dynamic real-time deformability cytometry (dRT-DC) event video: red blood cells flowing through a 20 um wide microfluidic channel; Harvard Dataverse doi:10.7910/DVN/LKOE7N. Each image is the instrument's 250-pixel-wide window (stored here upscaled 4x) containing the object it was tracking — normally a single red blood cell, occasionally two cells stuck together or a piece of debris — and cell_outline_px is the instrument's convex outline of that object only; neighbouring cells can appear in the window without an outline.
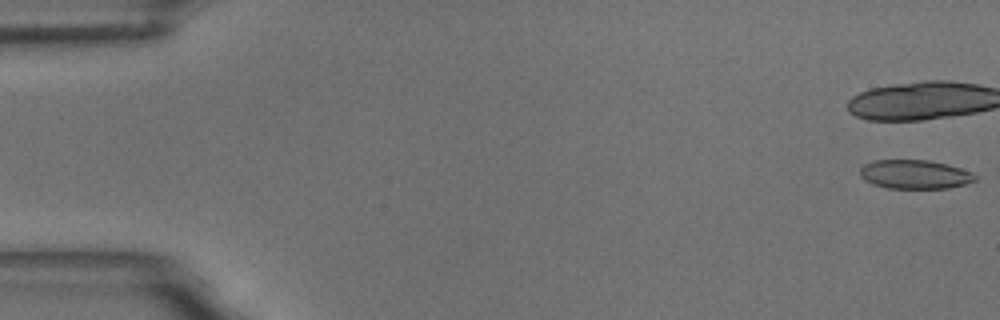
{"species": "common noctule bat (a hibernating species)", "species_latin": "Nyctalus noctula", "temperature_condition": "room temperature", "stored_images_in_passage": 22, "camera_frame_rate_fps": 3000, "um_per_image_px": 0.085, "animal": {"sex": "male", "body_mass_g": 18.8}, "frame": {"image": 1, "passage_image": 1, "time_ms": 0.0, "image_size_px": [1000, 320], "cell_outline_px": [[976, 180], [964, 184], [948, 188], [888, 188], [872, 184], [864, 180], [860, 176], [860, 168], [864, 164], [872, 160], [928, 160], [948, 164], [972, 172], [976, 176]], "centroid_in_image_um": [77.73, 14.81], "position_along_channel_um": 7.3, "area_um2": 19.48}}